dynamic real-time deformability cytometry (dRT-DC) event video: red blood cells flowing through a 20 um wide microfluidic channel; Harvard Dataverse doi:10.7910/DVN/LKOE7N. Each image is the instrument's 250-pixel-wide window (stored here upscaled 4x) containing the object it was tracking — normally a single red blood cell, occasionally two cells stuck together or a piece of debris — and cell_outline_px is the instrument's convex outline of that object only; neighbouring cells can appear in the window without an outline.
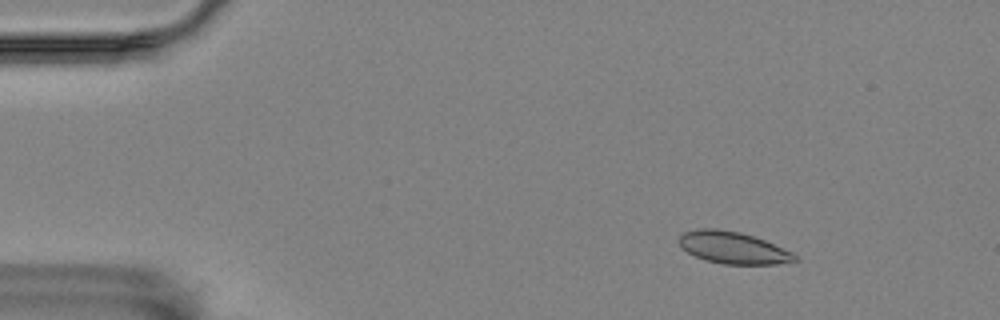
{"species": "Egyptian fruit bat (a non-hibernating species)", "species_latin": "Rousettus aegyptiacus", "temperature_condition": "room temperature", "stored_images_in_passage": 58, "camera_frame_rate_fps": 3000, "um_per_image_px": 0.085, "animal": {"sex": "female"}, "frame": {"image": 1, "passage_image": 8, "time_ms": 2.333, "image_size_px": [1000, 320], "cell_outline_px": [[800, 260], [776, 264], [724, 264], [704, 260], [680, 248], [680, 236], [684, 232], [696, 228], [716, 228], [740, 232], [764, 240], [792, 252]], "centroid_in_image_um": [62.29, 21.05], "position_along_channel_um": 22.7, "area_um2": 21.5}}
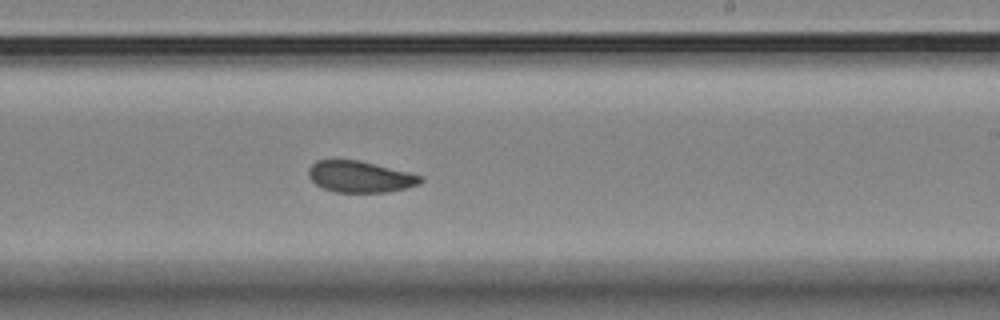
{"frame": {"image": 2, "passage_image": 35, "time_ms": 11.333, "image_size_px": [1000, 320], "cell_outline_px": [[424, 180], [420, 184], [404, 188], [384, 192], [336, 192], [324, 188], [316, 184], [308, 176], [308, 168], [316, 160], [360, 160], [424, 176]], "centroid_in_image_um": [30.61, 15.01], "position_along_channel_um": 258.4, "area_um2": 20.4}}
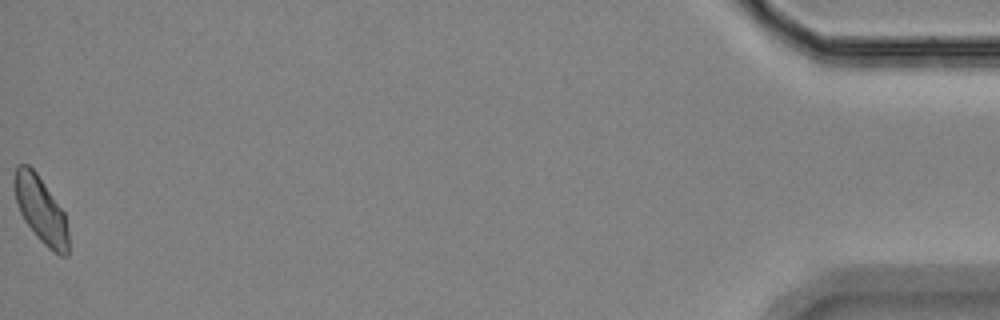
{"frame": {"image": 3, "passage_image": 58, "time_ms": 19.0, "image_size_px": [1000, 320], "cell_outline_px": [[68, 256], [60, 256], [48, 248], [36, 236], [24, 220], [20, 212], [16, 200], [12, 184], [12, 180], [16, 168], [20, 164], [28, 164], [36, 172], [64, 212], [68, 232]], "centroid_in_image_um": [3.45, 17.83], "position_along_channel_um": 431.7, "area_um2": 20.87}, "authors_computed_cell_mechanics": {"area_um2": 21.0103, "velocity_mm_per_s": 3.4838, "shape_relaxation_time_tau1_ms": null, "shape_relaxation_time_tau2_ms": 3.3656, "deformation_change_tau1": null, "deformation_change_tau2": 0.0548}}